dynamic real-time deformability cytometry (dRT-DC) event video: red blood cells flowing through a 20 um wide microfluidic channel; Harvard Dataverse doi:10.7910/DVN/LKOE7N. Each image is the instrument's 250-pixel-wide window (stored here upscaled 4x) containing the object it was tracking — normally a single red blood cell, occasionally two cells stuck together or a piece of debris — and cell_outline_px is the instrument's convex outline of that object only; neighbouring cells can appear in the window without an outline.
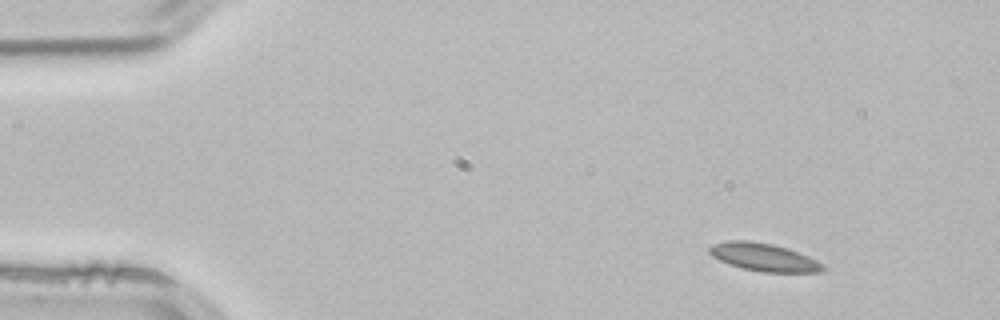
{"species": "common noctule bat (a hibernating species)", "species_latin": "Nyctalus noctula", "temperature_condition": "room temperature", "stored_images_in_passage": 3, "camera_frame_rate_fps": 3000, "um_per_image_px": 0.085, "animal": {"sex": "male", "body_mass_g": 21.5, "forearm_length_mm": 52.0}, "frame": {"image": 1, "passage_image": 1, "time_ms": 0.0, "image_size_px": [1000, 320], "cell_outline_px": [[824, 272], [764, 272], [744, 268], [728, 264], [712, 256], [708, 252], [708, 248], [712, 244], [728, 240], [748, 240], [772, 244], [788, 248], [808, 256], [824, 264]], "centroid_in_image_um": [64.91, 21.85], "position_along_channel_um": 20.1, "area_um2": 18.44}}